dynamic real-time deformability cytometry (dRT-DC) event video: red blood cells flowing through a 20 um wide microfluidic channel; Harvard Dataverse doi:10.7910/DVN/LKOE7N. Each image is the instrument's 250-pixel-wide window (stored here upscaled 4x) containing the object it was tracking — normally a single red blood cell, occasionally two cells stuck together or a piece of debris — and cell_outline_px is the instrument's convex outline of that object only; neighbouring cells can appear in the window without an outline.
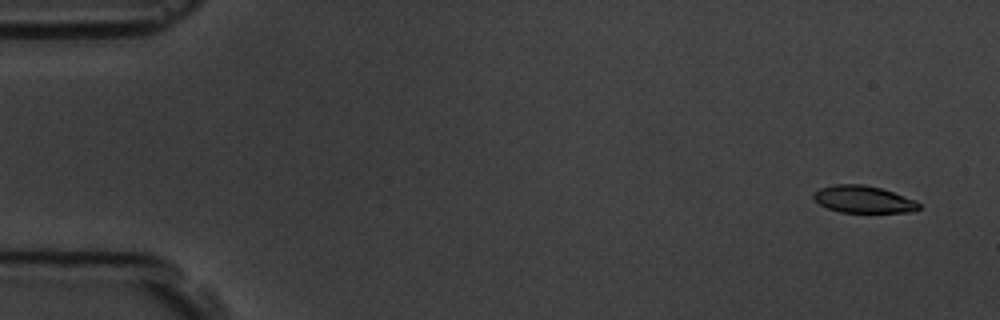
{"species": "common noctule bat (a hibernating species)", "species_latin": "Nyctalus noctula", "temperature_condition": "room temperature", "stored_images_in_passage": 5, "camera_frame_rate_fps": 3000, "um_per_image_px": 0.085, "animal": {"sex": "male", "body_mass_g": 19.5, "forearm_length_mm": 54.6}, "frame": {"image": 1, "passage_image": 1, "time_ms": 0.0, "image_size_px": [1000, 320], "cell_outline_px": [[920, 208], [912, 212], [840, 212], [828, 208], [820, 204], [812, 196], [820, 188], [836, 184], [864, 184], [880, 188], [916, 200], [920, 204]], "centroid_in_image_um": [73.41, 16.94], "position_along_channel_um": 11.6, "area_um2": 16.47}}
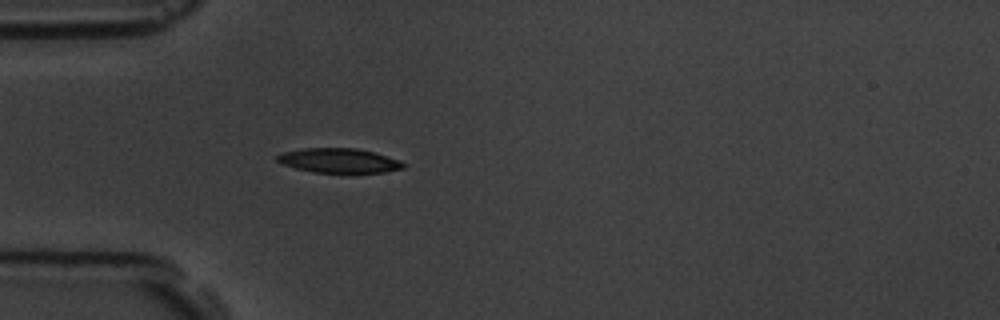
{"frame": {"image": 2, "passage_image": 5, "time_ms": 4.667, "image_size_px": [1000, 320], "cell_outline_px": [[408, 164], [404, 168], [384, 172], [312, 172], [296, 168], [284, 164], [276, 160], [276, 156], [280, 152], [304, 148], [356, 148], [372, 152], [400, 160]], "centroid_in_image_um": [28.81, 13.64], "position_along_channel_um": 56.2, "area_um2": 17.92}}